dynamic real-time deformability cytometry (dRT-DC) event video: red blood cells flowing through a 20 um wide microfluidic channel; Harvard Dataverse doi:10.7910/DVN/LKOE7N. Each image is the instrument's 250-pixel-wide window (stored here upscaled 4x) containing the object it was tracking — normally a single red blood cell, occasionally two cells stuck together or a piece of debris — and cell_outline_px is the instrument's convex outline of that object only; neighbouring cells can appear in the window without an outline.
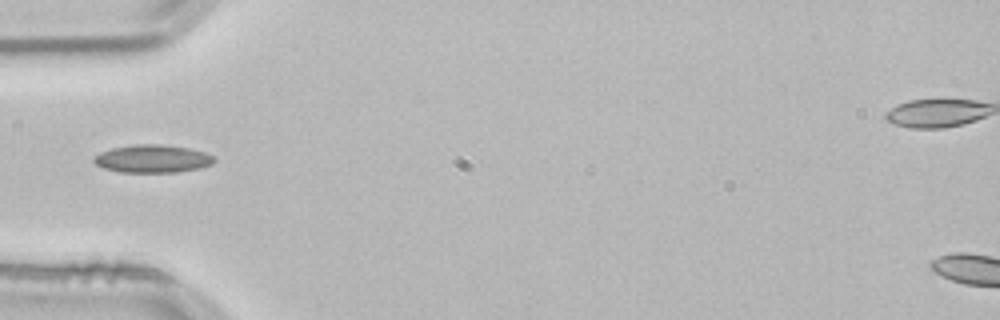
{"species": "common noctule bat (a hibernating species)", "species_latin": "Nyctalus noctula", "temperature_condition": "room temperature", "stored_images_in_passage": 3, "camera_frame_rate_fps": 3000, "um_per_image_px": 0.085, "animal": {"sex": "male", "body_mass_g": 21.5, "forearm_length_mm": 52.0}, "frame": {"image": 1, "passage_image": 3, "time_ms": 0.667, "image_size_px": [1000, 320], "cell_outline_px": [[216, 160], [212, 164], [200, 168], [176, 172], [120, 172], [104, 168], [96, 164], [92, 160], [100, 152], [112, 148], [136, 144], [160, 144], [188, 148], [204, 152], [216, 156]], "centroid_in_image_um": [12.99, 13.49], "position_along_channel_um": 72.0, "area_um2": 19.54}}